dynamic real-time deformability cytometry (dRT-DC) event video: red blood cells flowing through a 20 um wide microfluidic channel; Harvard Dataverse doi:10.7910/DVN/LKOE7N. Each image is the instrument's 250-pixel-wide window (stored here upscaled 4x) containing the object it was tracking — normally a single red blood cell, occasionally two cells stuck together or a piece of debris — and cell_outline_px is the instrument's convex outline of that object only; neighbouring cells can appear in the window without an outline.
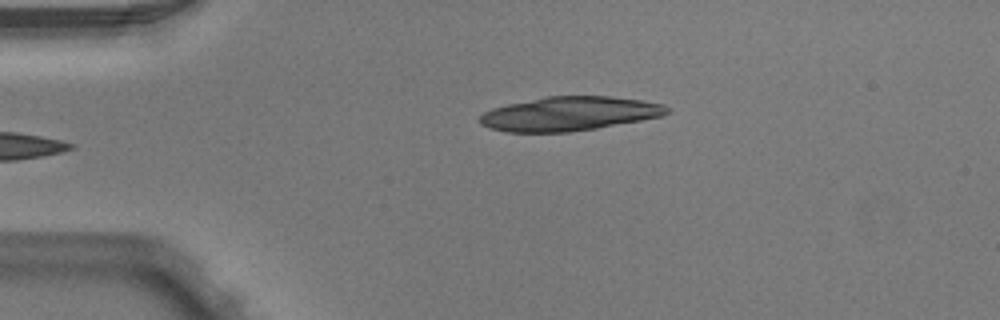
{"species": "Egyptian fruit bat (a non-hibernating species)", "species_latin": "Rousettus aegyptiacus", "temperature_condition": "warm", "stored_images_in_passage": 4, "segment_of_instrument_passage": [2, 2], "camera_frame_rate_fps": 3000, "um_per_image_px": 0.085, "animal": {"sex": "male"}, "frame": {"image": 1, "passage_image": 4, "time_ms": 1.0, "image_size_px": [1000, 320], "cell_outline_px": [[672, 112], [664, 116], [596, 128], [568, 132], [508, 132], [488, 128], [480, 124], [480, 116], [484, 112], [492, 108], [508, 104], [548, 96], [612, 96], [644, 100], [664, 104]], "centroid_in_image_um": [48.43, 9.66], "position_along_channel_um": 36.6, "area_um2": 37.28}}